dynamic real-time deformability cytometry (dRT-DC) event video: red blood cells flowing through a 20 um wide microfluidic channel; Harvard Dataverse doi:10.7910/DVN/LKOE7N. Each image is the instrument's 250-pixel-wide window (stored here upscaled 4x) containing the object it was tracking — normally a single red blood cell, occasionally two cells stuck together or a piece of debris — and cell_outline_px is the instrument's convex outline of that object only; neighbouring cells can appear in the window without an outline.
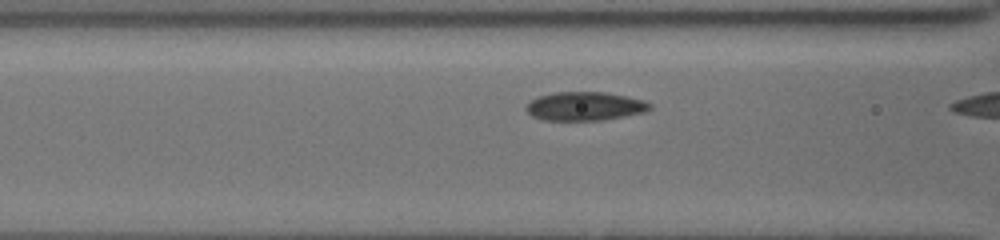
{"species": "common noctule bat (a hibernating species)", "species_latin": "Nyctalus noctula", "temperature_condition": "cold", "stored_images_in_passage": 11, "camera_frame_rate_fps": 3000, "um_per_image_px": 0.085, "animal": {"sex": "female", "body_mass_g": 19.5, "forearm_length_mm": 54.1}, "frame": {"image": 1, "passage_image": 10, "time_ms": 3.0, "image_size_px": [1000, 240], "cell_outline_px": [[652, 108], [644, 112], [600, 120], [544, 120], [532, 116], [528, 112], [528, 104], [532, 100], [540, 96], [556, 92], [604, 92], [644, 100], [652, 104]], "centroid_in_image_um": [49.74, 9.03], "position_along_channel_um": 116.9, "area_um2": 20.29}}